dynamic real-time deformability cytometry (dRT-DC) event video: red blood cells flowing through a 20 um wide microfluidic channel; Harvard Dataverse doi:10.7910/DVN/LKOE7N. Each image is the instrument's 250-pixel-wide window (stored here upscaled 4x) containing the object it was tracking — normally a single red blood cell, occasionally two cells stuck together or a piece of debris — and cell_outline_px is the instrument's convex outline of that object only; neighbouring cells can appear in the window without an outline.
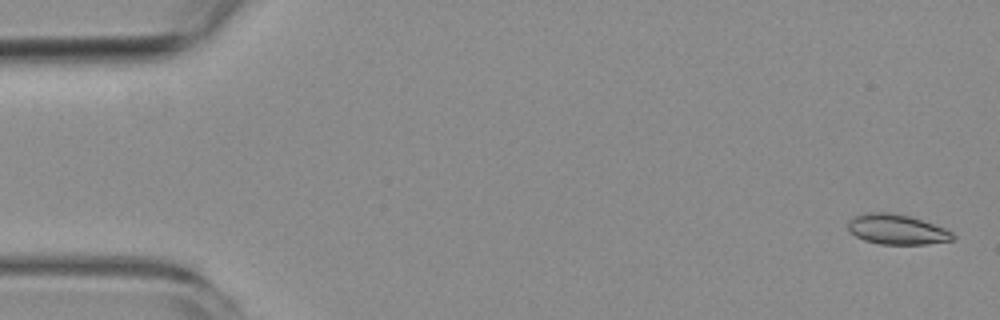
{"species": "common noctule bat (a hibernating species)", "species_latin": "Nyctalus noctula", "temperature_condition": "room temperature", "stored_images_in_passage": 5, "camera_frame_rate_fps": 3000, "um_per_image_px": 0.085, "animal": {"sex": "female", "body_mass_g": 19.3, "forearm_length_mm": 54.1}, "frame": {"image": 1, "passage_image": 5, "time_ms": 5.667, "image_size_px": [1000, 320], "cell_outline_px": [[956, 240], [924, 244], [880, 244], [864, 240], [856, 236], [848, 228], [848, 220], [856, 216], [868, 212], [892, 212], [912, 216], [944, 228], [952, 232], [956, 236]], "centroid_in_image_um": [76.27, 19.49], "position_along_channel_um": 8.7, "area_um2": 18.44}}